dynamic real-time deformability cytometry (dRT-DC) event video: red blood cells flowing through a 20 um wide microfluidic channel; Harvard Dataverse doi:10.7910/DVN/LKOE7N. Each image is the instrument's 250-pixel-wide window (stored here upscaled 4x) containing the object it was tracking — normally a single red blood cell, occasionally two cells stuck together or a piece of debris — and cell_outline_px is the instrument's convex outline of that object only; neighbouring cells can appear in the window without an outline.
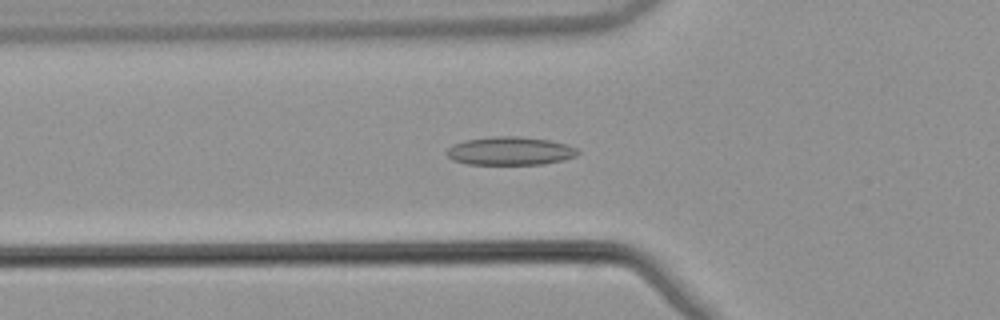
{"species": "common noctule bat (a hibernating species)", "species_latin": "Nyctalus noctula", "temperature_condition": "warm", "stored_images_in_passage": 50, "camera_frame_rate_fps": 3000, "um_per_image_px": 0.085, "animal": {"sex": "male", "body_mass_g": 21.5, "forearm_length_mm": 52.0}, "frame": {"image": 1, "passage_image": 16, "time_ms": 5.0, "image_size_px": [1000, 320], "cell_outline_px": [[580, 152], [576, 156], [560, 160], [540, 164], [468, 164], [452, 160], [444, 152], [452, 144], [464, 140], [492, 136], [516, 136], [548, 140], [564, 144], [576, 148]], "centroid_in_image_um": [43.29, 12.82], "position_along_channel_um": 82.5, "area_um2": 21.5}}
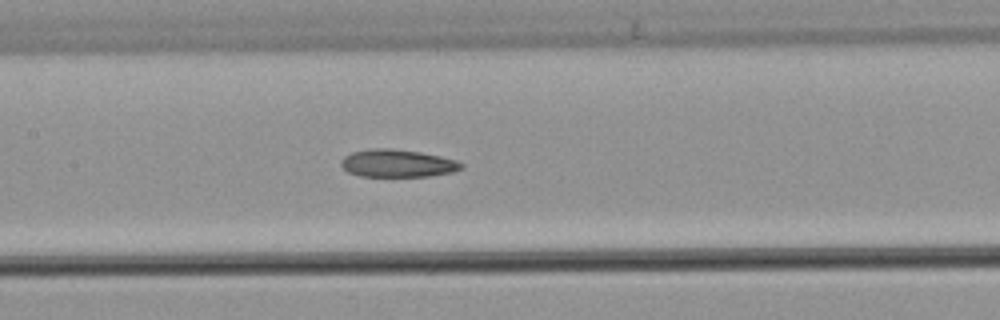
{"frame": {"image": 2, "passage_image": 23, "time_ms": 7.333, "image_size_px": [1000, 320], "cell_outline_px": [[464, 168], [452, 172], [428, 176], [360, 176], [348, 172], [340, 164], [344, 156], [352, 152], [372, 148], [392, 148], [420, 152], [440, 156], [456, 160], [464, 164]], "centroid_in_image_um": [33.79, 13.88], "position_along_channel_um": 173.6, "area_um2": 19.36}}
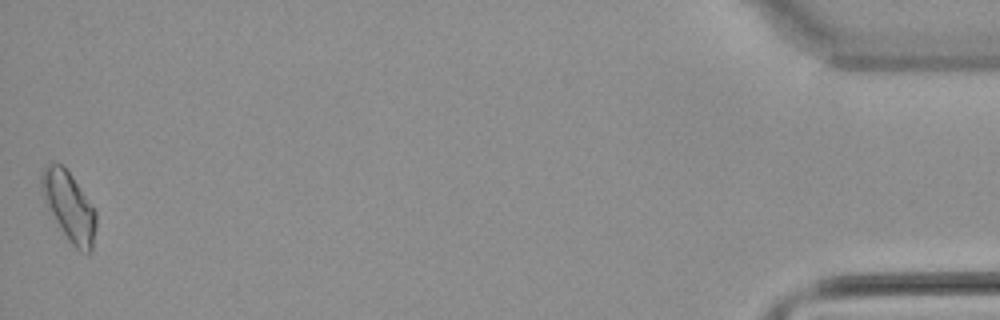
{"frame": {"image": 3, "passage_image": 50, "time_ms": 16.333, "image_size_px": [1000, 320], "cell_outline_px": [[96, 228], [92, 252], [80, 252], [68, 240], [48, 208], [44, 200], [40, 180], [40, 176], [44, 164], [60, 164], [72, 176], [96, 212]], "centroid_in_image_um": [5.87, 17.56], "position_along_channel_um": 429.3, "area_um2": 21.62}, "authors_computed_cell_mechanics": {"area_um2": 19.8543, "velocity_mm_per_s": 3.8852, "shape_relaxation_time_tau1_ms": null, "shape_relaxation_time_tau2_ms": 6.949, "deformation_change_tau1": null, "deformation_change_tau2": 0.1318}}